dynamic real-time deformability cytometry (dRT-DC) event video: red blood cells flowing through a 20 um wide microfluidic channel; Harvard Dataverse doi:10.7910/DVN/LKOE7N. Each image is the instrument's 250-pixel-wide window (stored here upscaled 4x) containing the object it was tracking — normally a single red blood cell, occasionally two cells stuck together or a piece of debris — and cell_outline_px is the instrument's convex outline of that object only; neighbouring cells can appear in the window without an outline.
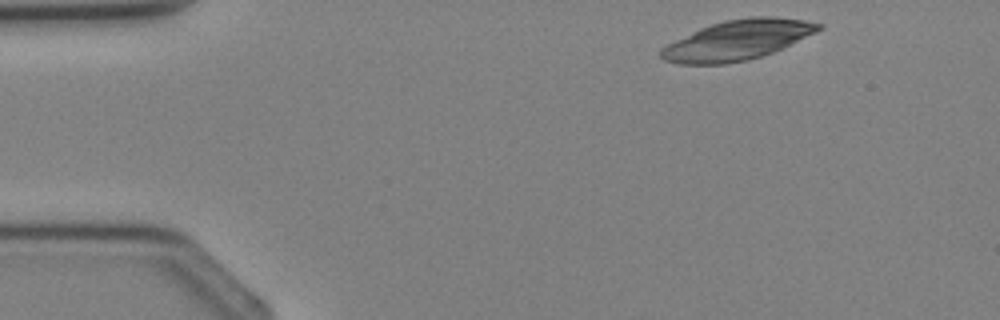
{"species": "Egyptian fruit bat (a non-hibernating species)", "species_latin": "Rousettus aegyptiacus", "temperature_condition": "cold", "stored_images_in_passage": 2, "camera_frame_rate_fps": 3000, "um_per_image_px": 0.085, "animal": {"sex": "female"}, "frame": {"image": 1, "passage_image": 1, "time_ms": 0.0, "image_size_px": [1000, 320], "cell_outline_px": [[824, 28], [816, 32], [772, 52], [748, 60], [724, 64], [680, 64], [664, 60], [660, 56], [660, 52], [668, 44], [700, 28], [724, 20], [752, 16], [772, 16], [804, 20], [824, 24]], "centroid_in_image_um": [62.71, 3.4], "position_along_channel_um": 22.3, "area_um2": 36.18}}